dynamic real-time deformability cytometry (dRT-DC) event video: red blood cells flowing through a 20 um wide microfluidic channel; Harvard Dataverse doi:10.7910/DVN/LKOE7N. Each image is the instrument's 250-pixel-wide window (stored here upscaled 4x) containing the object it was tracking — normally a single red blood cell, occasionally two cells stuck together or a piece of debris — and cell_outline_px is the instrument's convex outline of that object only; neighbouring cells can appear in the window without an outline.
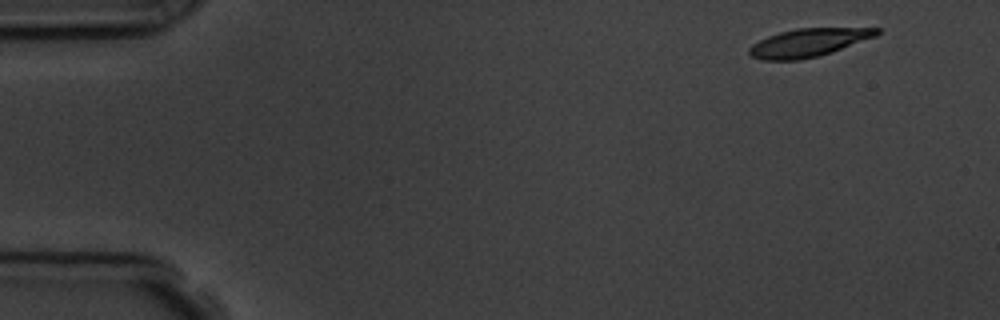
{"species": "common noctule bat (a hibernating species)", "species_latin": "Nyctalus noctula", "temperature_condition": "room temperature", "stored_images_in_passage": 5, "camera_frame_rate_fps": 3000, "um_per_image_px": 0.085, "animal": {"sex": "male", "body_mass_g": 19.5, "forearm_length_mm": 54.6}, "frame": {"image": 1, "passage_image": 1, "time_ms": 0.0, "image_size_px": [1000, 320], "cell_outline_px": [[880, 32], [876, 36], [832, 52], [800, 60], [764, 60], [752, 56], [748, 52], [748, 48], [752, 44], [768, 36], [780, 32], [796, 28], [880, 28]], "centroid_in_image_um": [68.7, 3.62], "position_along_channel_um": 16.3, "area_um2": 20.75}}
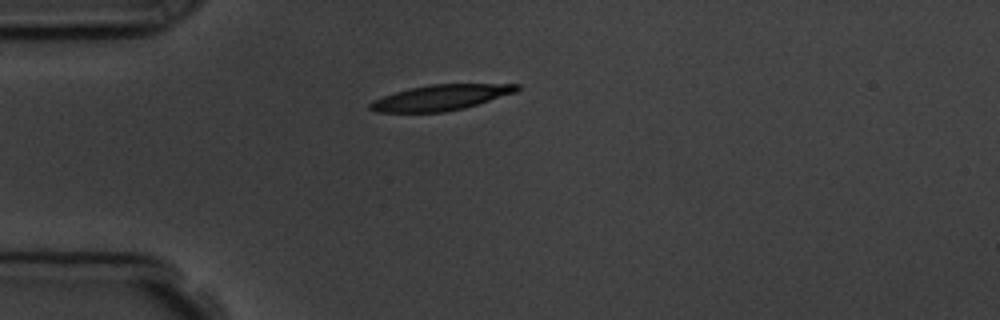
{"frame": {"image": 2, "passage_image": 3, "time_ms": 3.333, "image_size_px": [1000, 320], "cell_outline_px": [[520, 88], [516, 92], [464, 108], [444, 112], [376, 112], [368, 108], [368, 104], [372, 100], [408, 88], [428, 84], [520, 84]], "centroid_in_image_um": [37.43, 8.29], "position_along_channel_um": 47.6, "area_um2": 21.79}}